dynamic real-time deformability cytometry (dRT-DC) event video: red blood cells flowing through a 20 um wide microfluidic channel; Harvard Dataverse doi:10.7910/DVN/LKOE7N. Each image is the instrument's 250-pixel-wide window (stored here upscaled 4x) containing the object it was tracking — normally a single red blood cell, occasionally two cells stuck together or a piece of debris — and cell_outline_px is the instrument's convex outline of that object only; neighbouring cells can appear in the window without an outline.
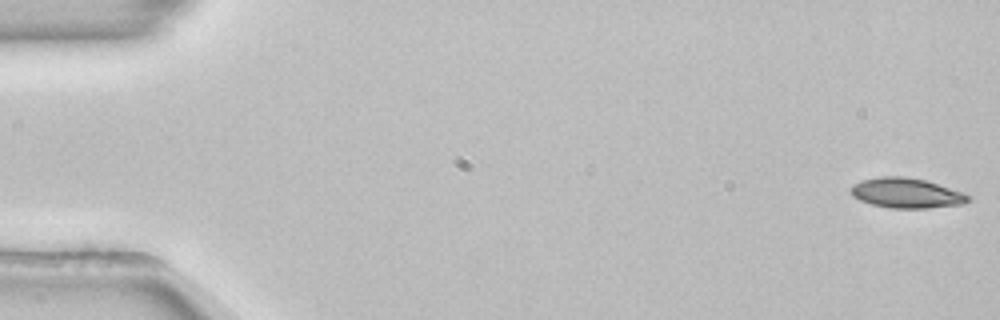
{"species": "common noctule bat (a hibernating species)", "species_latin": "Nyctalus noctula", "temperature_condition": "room temperature", "stored_images_in_passage": 53, "camera_frame_rate_fps": 3000, "um_per_image_px": 0.085, "animal": {"sex": "female", "body_mass_g": 22.7, "forearm_length_mm": 54.2}, "frame": {"image": 1, "passage_image": 1, "time_ms": 0.0, "image_size_px": [1000, 320], "cell_outline_px": [[972, 196], [964, 204], [928, 208], [892, 208], [872, 204], [860, 200], [852, 196], [852, 188], [856, 184], [864, 180], [880, 176], [904, 176], [924, 180], [964, 192]], "centroid_in_image_um": [77.1, 16.41], "position_along_channel_um": 7.9, "area_um2": 20.29}}
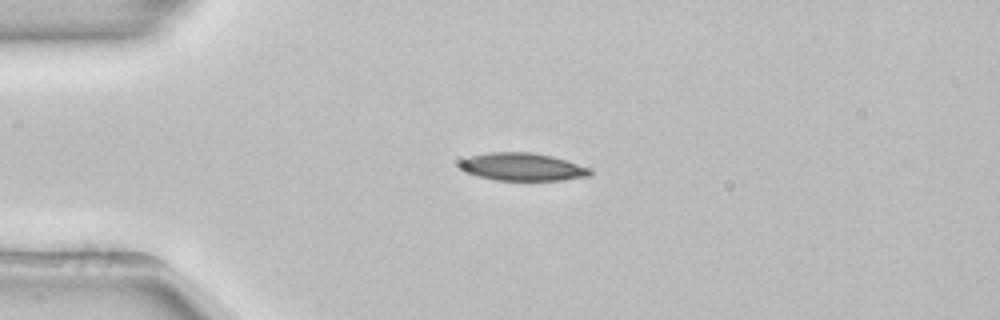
{"frame": {"image": 2, "passage_image": 13, "time_ms": 4.0, "image_size_px": [1000, 320], "cell_outline_px": [[592, 172], [588, 176], [560, 180], [496, 180], [476, 176], [460, 168], [460, 160], [468, 156], [488, 152], [532, 152], [552, 156], [588, 168]], "centroid_in_image_um": [44.34, 14.17], "position_along_channel_um": 40.7, "area_um2": 20.87}}
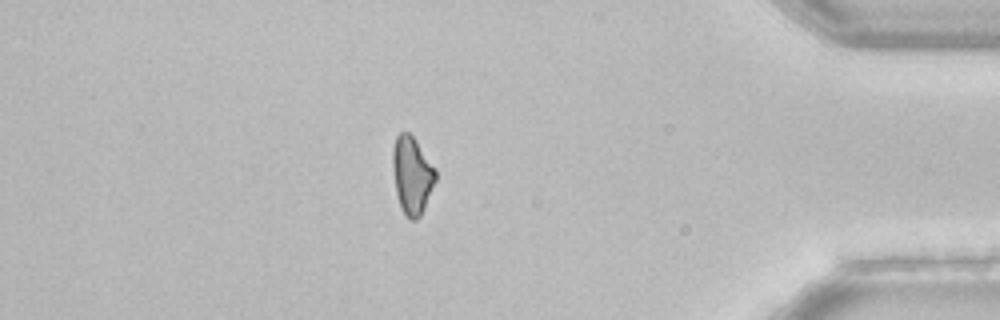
{"frame": {"image": 3, "passage_image": 46, "time_ms": 15.0, "image_size_px": [1000, 320], "cell_outline_px": [[436, 180], [424, 208], [420, 216], [416, 220], [412, 220], [400, 208], [396, 192], [392, 168], [392, 148], [396, 136], [400, 132], [408, 132], [416, 140], [436, 168]], "centroid_in_image_um": [35.01, 14.86], "position_along_channel_um": 400.2, "area_um2": 19.42}, "authors_computed_cell_mechanics": {"area_um2": 20.2878, "velocity_mm_per_s": 3.8827, "shape_relaxation_time_tau1_ms": 9.8967, "shape_relaxation_time_tau2_ms": null, "deformation_change_tau1": 0.1946, "deformation_change_tau2": null}}